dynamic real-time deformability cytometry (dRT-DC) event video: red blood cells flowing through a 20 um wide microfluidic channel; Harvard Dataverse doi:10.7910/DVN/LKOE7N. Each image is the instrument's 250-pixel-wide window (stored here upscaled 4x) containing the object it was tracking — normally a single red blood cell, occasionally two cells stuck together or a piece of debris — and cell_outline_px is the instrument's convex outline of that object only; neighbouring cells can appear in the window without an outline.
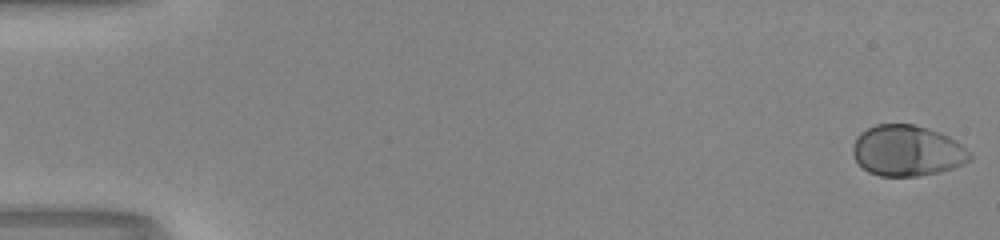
{"species": "human", "species_latin": "Homo sapiens", "temperature_condition": "room temperature", "stored_images_in_passage": 53, "camera_frame_rate_fps": 3000, "um_per_image_px": 0.085, "donor": {"sex": "male"}, "frame": {"image": 1, "passage_image": 1, "time_ms": 0.0, "image_size_px": [1000, 240], "cell_outline_px": [[972, 156], [964, 164], [940, 172], [920, 176], [880, 176], [868, 172], [856, 160], [852, 152], [852, 148], [856, 136], [860, 132], [876, 124], [912, 124], [928, 128], [940, 132], [956, 140], [972, 152]], "centroid_in_image_um": [77.12, 12.81], "position_along_channel_um": 7.9, "area_um2": 34.91}}
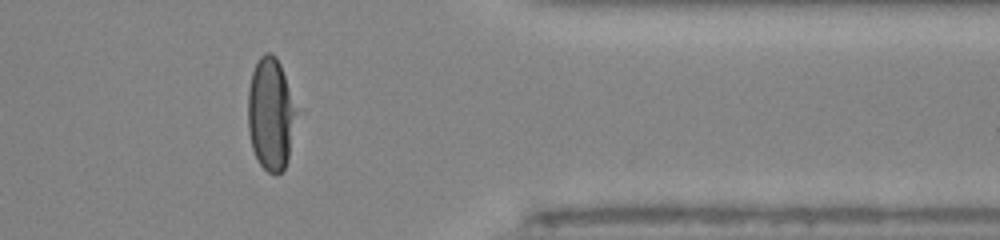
{"frame": {"image": 2, "passage_image": 44, "time_ms": 14.333, "image_size_px": [1000, 240], "cell_outline_px": [[296, 112], [288, 160], [284, 168], [276, 176], [268, 172], [260, 164], [252, 148], [248, 132], [248, 88], [252, 72], [260, 56], [264, 52], [272, 52], [276, 56], [280, 64]], "centroid_in_image_um": [22.97, 9.71], "position_along_channel_um": 388.4, "area_um2": 31.33}}
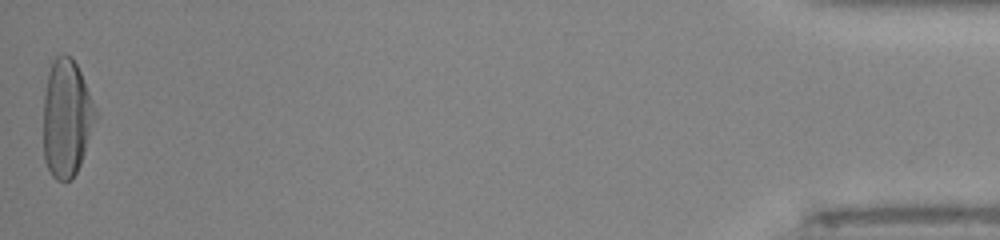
{"frame": {"image": 3, "passage_image": 53, "time_ms": 17.333, "image_size_px": [1000, 240], "cell_outline_px": [[100, 116], [80, 164], [72, 180], [56, 180], [52, 176], [44, 160], [44, 96], [48, 76], [52, 60], [56, 56], [72, 56], [80, 72]], "centroid_in_image_um": [5.69, 10.07], "position_along_channel_um": 429.5, "area_um2": 35.95}, "authors_computed_cell_mechanics": {"area_um2": 33.4662, "velocity_mm_per_s": 4.0411, "shape_relaxation_time_tau1_ms": 3.2274, "shape_relaxation_time_tau2_ms": null, "deformation_change_tau1": 0.2116, "deformation_change_tau2": null}}